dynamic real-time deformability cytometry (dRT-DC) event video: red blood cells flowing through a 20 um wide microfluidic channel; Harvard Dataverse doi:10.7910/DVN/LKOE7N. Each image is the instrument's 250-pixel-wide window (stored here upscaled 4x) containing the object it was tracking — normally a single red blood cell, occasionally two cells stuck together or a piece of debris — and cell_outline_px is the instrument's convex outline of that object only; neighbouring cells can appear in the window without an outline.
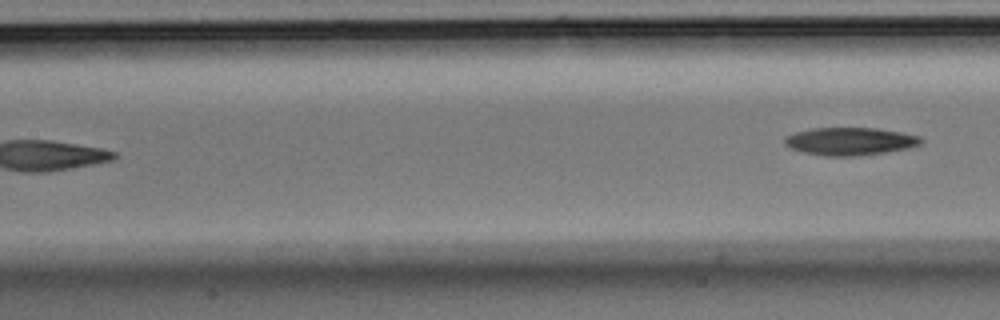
{"species": "Egyptian fruit bat (a non-hibernating species)", "species_latin": "Rousettus aegyptiacus", "temperature_condition": "room temperature", "stored_images_in_passage": 5, "segment_of_instrument_passage": [2, 2], "camera_frame_rate_fps": 3000, "um_per_image_px": 0.085, "animal": {"sex": "male"}, "frame": {"image": 1, "passage_image": 5, "time_ms": 1.333, "image_size_px": [1000, 320], "cell_outline_px": [[924, 140], [920, 144], [908, 148], [884, 152], [856, 156], [824, 156], [804, 152], [788, 148], [784, 144], [784, 136], [796, 132], [812, 128], [876, 128], [900, 132], [920, 136]], "centroid_in_image_um": [72.22, 12.01], "position_along_channel_um": 135.2, "area_um2": 22.08}}